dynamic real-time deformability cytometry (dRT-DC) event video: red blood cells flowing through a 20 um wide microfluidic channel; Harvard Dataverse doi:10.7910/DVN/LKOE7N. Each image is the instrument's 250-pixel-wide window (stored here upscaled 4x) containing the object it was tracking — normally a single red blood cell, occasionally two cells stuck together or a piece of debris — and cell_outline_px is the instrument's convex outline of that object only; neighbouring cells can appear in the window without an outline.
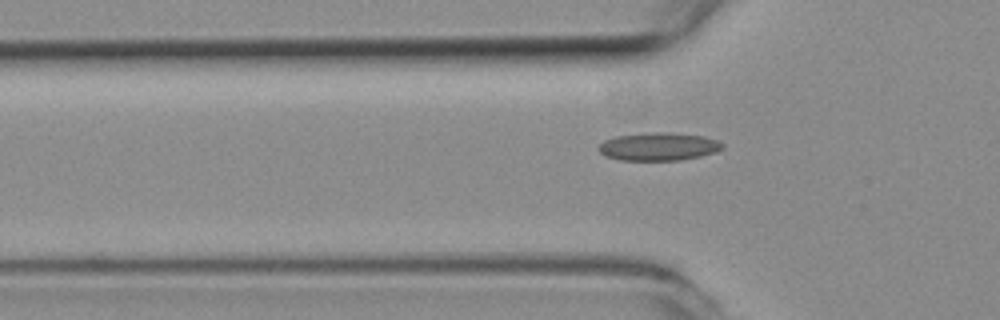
{"species": "common noctule bat (a hibernating species)", "species_latin": "Nyctalus noctula", "temperature_condition": "room temperature", "stored_images_in_passage": 34, "camera_frame_rate_fps": 3000, "um_per_image_px": 0.085, "animal": {"sex": "female", "body_mass_g": 19.3, "forearm_length_mm": 54.1}, "frame": {"image": 1, "passage_image": 7, "time_ms": 2.0, "image_size_px": [1000, 320], "cell_outline_px": [[724, 148], [716, 152], [700, 156], [680, 160], [620, 160], [608, 156], [600, 152], [596, 148], [604, 140], [616, 136], [648, 132], [664, 132], [704, 136], [716, 140], [724, 144]], "centroid_in_image_um": [55.98, 12.45], "position_along_channel_um": 69.8, "area_um2": 20.17}}
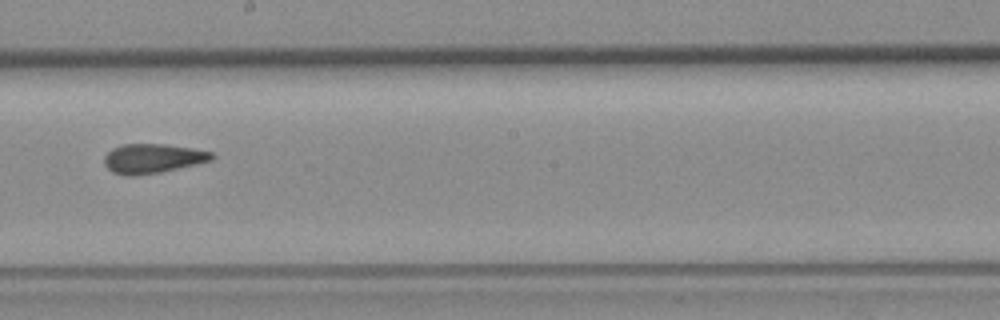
{"frame": {"image": 2, "passage_image": 20, "time_ms": 6.333, "image_size_px": [1000, 320], "cell_outline_px": [[216, 156], [212, 160], [196, 164], [160, 172], [136, 176], [128, 176], [112, 172], [104, 164], [104, 156], [112, 148], [124, 144], [164, 144], [192, 148], [216, 152]], "centroid_in_image_um": [13.0, 13.47], "position_along_channel_um": 235.2, "area_um2": 18.55}}
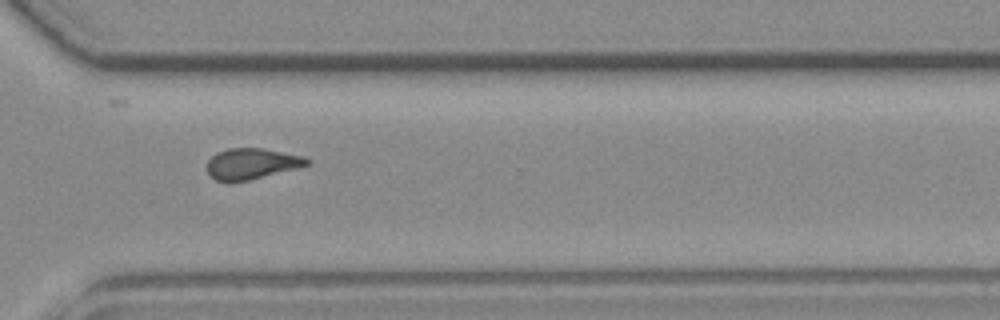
{"frame": {"image": 3, "passage_image": 29, "time_ms": 9.333, "image_size_px": [1000, 320], "cell_outline_px": [[308, 164], [296, 168], [248, 180], [216, 180], [208, 176], [208, 160], [216, 152], [228, 148], [264, 148], [304, 156], [308, 160]], "centroid_in_image_um": [21.36, 13.89], "position_along_channel_um": 349.2, "area_um2": 17.63}}